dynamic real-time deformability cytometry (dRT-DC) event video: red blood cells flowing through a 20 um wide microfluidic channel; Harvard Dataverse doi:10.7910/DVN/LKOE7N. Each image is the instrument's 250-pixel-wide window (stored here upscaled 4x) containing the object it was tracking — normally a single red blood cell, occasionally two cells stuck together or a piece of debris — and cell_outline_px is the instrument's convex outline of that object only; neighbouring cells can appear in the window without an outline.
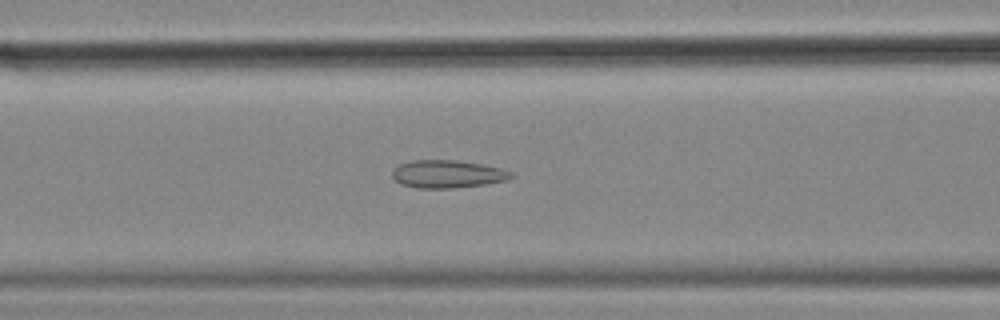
{"species": "common noctule bat (a hibernating species)", "species_latin": "Nyctalus noctula", "temperature_condition": "cold", "stored_images_in_passage": 48, "camera_frame_rate_fps": 3000, "um_per_image_px": 0.085, "animal": {"sex": "female", "body_mass_g": 18.4}, "frame": {"image": 1, "passage_image": 15, "time_ms": 4.667, "image_size_px": [1000, 320], "cell_outline_px": [[516, 176], [508, 180], [484, 184], [456, 188], [416, 188], [400, 184], [392, 176], [392, 168], [408, 160], [456, 160], [484, 164], [500, 168], [512, 172]], "centroid_in_image_um": [38.03, 14.79], "position_along_channel_um": 128.6, "area_um2": 19.54}}
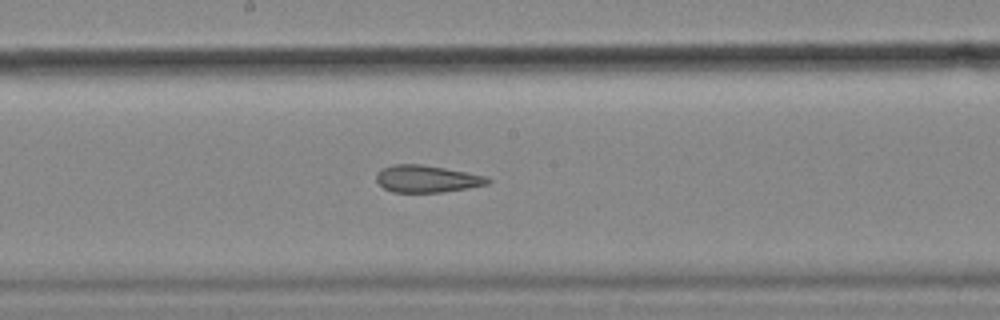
{"frame": {"image": 2, "passage_image": 22, "time_ms": 7.0, "image_size_px": [1000, 320], "cell_outline_px": [[492, 180], [488, 184], [468, 188], [440, 192], [392, 192], [384, 188], [376, 180], [376, 176], [384, 168], [392, 164], [420, 164], [444, 168], [488, 176]], "centroid_in_image_um": [36.32, 15.2], "position_along_channel_um": 211.9, "area_um2": 17.46}}
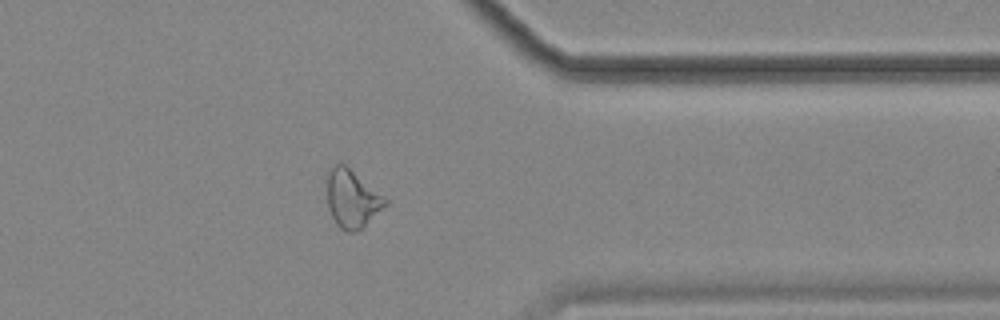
{"frame": {"image": 3, "passage_image": 37, "time_ms": 12.0, "image_size_px": [1000, 320], "cell_outline_px": [[388, 204], [356, 232], [348, 232], [340, 228], [336, 224], [328, 208], [324, 180], [328, 172], [336, 164], [344, 164], [388, 200]], "centroid_in_image_um": [29.86, 16.89], "position_along_channel_um": 381.5, "area_um2": 19.59}, "authors_computed_cell_mechanics": {"area_um2": 19.6231, "velocity_mm_per_s": 3.5825, "shape_relaxation_time_tau1_ms": null, "shape_relaxation_time_tau2_ms": 2.2682, "deformation_change_tau1": null, "deformation_change_tau2": 0.1048}}